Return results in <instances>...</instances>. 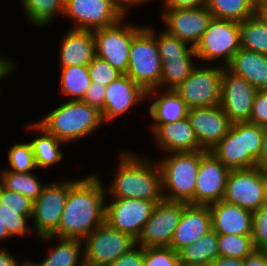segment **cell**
<instances>
[{
    "mask_svg": "<svg viewBox=\"0 0 267 266\" xmlns=\"http://www.w3.org/2000/svg\"><path fill=\"white\" fill-rule=\"evenodd\" d=\"M106 191L96 174L70 181L59 228L52 236L84 240L105 222Z\"/></svg>",
    "mask_w": 267,
    "mask_h": 266,
    "instance_id": "obj_1",
    "label": "cell"
},
{
    "mask_svg": "<svg viewBox=\"0 0 267 266\" xmlns=\"http://www.w3.org/2000/svg\"><path fill=\"white\" fill-rule=\"evenodd\" d=\"M118 168L108 188L112 198H131L147 201L164 199L162 174L157 164L123 151L119 157ZM110 188V189H109Z\"/></svg>",
    "mask_w": 267,
    "mask_h": 266,
    "instance_id": "obj_2",
    "label": "cell"
},
{
    "mask_svg": "<svg viewBox=\"0 0 267 266\" xmlns=\"http://www.w3.org/2000/svg\"><path fill=\"white\" fill-rule=\"evenodd\" d=\"M36 122L65 144L86 137L104 123L101 111L82 100L66 101Z\"/></svg>",
    "mask_w": 267,
    "mask_h": 266,
    "instance_id": "obj_3",
    "label": "cell"
},
{
    "mask_svg": "<svg viewBox=\"0 0 267 266\" xmlns=\"http://www.w3.org/2000/svg\"><path fill=\"white\" fill-rule=\"evenodd\" d=\"M262 137V126L250 122L234 123L209 151L230 170L254 168L260 160Z\"/></svg>",
    "mask_w": 267,
    "mask_h": 266,
    "instance_id": "obj_4",
    "label": "cell"
},
{
    "mask_svg": "<svg viewBox=\"0 0 267 266\" xmlns=\"http://www.w3.org/2000/svg\"><path fill=\"white\" fill-rule=\"evenodd\" d=\"M166 154L168 156L158 163L162 174L163 197L189 203L194 198L201 151Z\"/></svg>",
    "mask_w": 267,
    "mask_h": 266,
    "instance_id": "obj_5",
    "label": "cell"
},
{
    "mask_svg": "<svg viewBox=\"0 0 267 266\" xmlns=\"http://www.w3.org/2000/svg\"><path fill=\"white\" fill-rule=\"evenodd\" d=\"M155 29L143 27L133 38L126 75L146 92L159 89L162 62Z\"/></svg>",
    "mask_w": 267,
    "mask_h": 266,
    "instance_id": "obj_6",
    "label": "cell"
},
{
    "mask_svg": "<svg viewBox=\"0 0 267 266\" xmlns=\"http://www.w3.org/2000/svg\"><path fill=\"white\" fill-rule=\"evenodd\" d=\"M83 244L85 266H107L135 247L136 239L104 222L83 240Z\"/></svg>",
    "mask_w": 267,
    "mask_h": 266,
    "instance_id": "obj_7",
    "label": "cell"
},
{
    "mask_svg": "<svg viewBox=\"0 0 267 266\" xmlns=\"http://www.w3.org/2000/svg\"><path fill=\"white\" fill-rule=\"evenodd\" d=\"M241 48L239 22L212 18L201 40L194 47L198 59L208 62L223 58L226 67Z\"/></svg>",
    "mask_w": 267,
    "mask_h": 266,
    "instance_id": "obj_8",
    "label": "cell"
},
{
    "mask_svg": "<svg viewBox=\"0 0 267 266\" xmlns=\"http://www.w3.org/2000/svg\"><path fill=\"white\" fill-rule=\"evenodd\" d=\"M221 66H195L190 76L182 82L175 91L185 101L189 109L220 105L221 80L223 70Z\"/></svg>",
    "mask_w": 267,
    "mask_h": 266,
    "instance_id": "obj_9",
    "label": "cell"
},
{
    "mask_svg": "<svg viewBox=\"0 0 267 266\" xmlns=\"http://www.w3.org/2000/svg\"><path fill=\"white\" fill-rule=\"evenodd\" d=\"M123 20L124 17L111 26L94 30L93 33L96 56L126 74L132 38L143 27L130 24L124 26Z\"/></svg>",
    "mask_w": 267,
    "mask_h": 266,
    "instance_id": "obj_10",
    "label": "cell"
},
{
    "mask_svg": "<svg viewBox=\"0 0 267 266\" xmlns=\"http://www.w3.org/2000/svg\"><path fill=\"white\" fill-rule=\"evenodd\" d=\"M222 200L252 212L266 204L263 169L231 170Z\"/></svg>",
    "mask_w": 267,
    "mask_h": 266,
    "instance_id": "obj_11",
    "label": "cell"
},
{
    "mask_svg": "<svg viewBox=\"0 0 267 266\" xmlns=\"http://www.w3.org/2000/svg\"><path fill=\"white\" fill-rule=\"evenodd\" d=\"M187 204L166 199L159 201L136 240V245L143 248L170 247L174 230Z\"/></svg>",
    "mask_w": 267,
    "mask_h": 266,
    "instance_id": "obj_12",
    "label": "cell"
},
{
    "mask_svg": "<svg viewBox=\"0 0 267 266\" xmlns=\"http://www.w3.org/2000/svg\"><path fill=\"white\" fill-rule=\"evenodd\" d=\"M69 189L70 180L48 183L34 201L32 230L39 238L52 236L59 228Z\"/></svg>",
    "mask_w": 267,
    "mask_h": 266,
    "instance_id": "obj_13",
    "label": "cell"
},
{
    "mask_svg": "<svg viewBox=\"0 0 267 266\" xmlns=\"http://www.w3.org/2000/svg\"><path fill=\"white\" fill-rule=\"evenodd\" d=\"M158 202L113 198V201L106 205L105 222L112 228L128 233L137 240Z\"/></svg>",
    "mask_w": 267,
    "mask_h": 266,
    "instance_id": "obj_14",
    "label": "cell"
},
{
    "mask_svg": "<svg viewBox=\"0 0 267 266\" xmlns=\"http://www.w3.org/2000/svg\"><path fill=\"white\" fill-rule=\"evenodd\" d=\"M64 15L77 23L71 29L92 31L111 26L125 17L115 0H65Z\"/></svg>",
    "mask_w": 267,
    "mask_h": 266,
    "instance_id": "obj_15",
    "label": "cell"
},
{
    "mask_svg": "<svg viewBox=\"0 0 267 266\" xmlns=\"http://www.w3.org/2000/svg\"><path fill=\"white\" fill-rule=\"evenodd\" d=\"M257 91L245 78L234 75L224 68L220 106L232 124L249 122Z\"/></svg>",
    "mask_w": 267,
    "mask_h": 266,
    "instance_id": "obj_16",
    "label": "cell"
},
{
    "mask_svg": "<svg viewBox=\"0 0 267 266\" xmlns=\"http://www.w3.org/2000/svg\"><path fill=\"white\" fill-rule=\"evenodd\" d=\"M230 169L225 167L210 151H201L192 205H210L223 199Z\"/></svg>",
    "mask_w": 267,
    "mask_h": 266,
    "instance_id": "obj_17",
    "label": "cell"
},
{
    "mask_svg": "<svg viewBox=\"0 0 267 266\" xmlns=\"http://www.w3.org/2000/svg\"><path fill=\"white\" fill-rule=\"evenodd\" d=\"M161 18L167 33L195 47L201 40L213 15L205 6L195 9H165Z\"/></svg>",
    "mask_w": 267,
    "mask_h": 266,
    "instance_id": "obj_18",
    "label": "cell"
},
{
    "mask_svg": "<svg viewBox=\"0 0 267 266\" xmlns=\"http://www.w3.org/2000/svg\"><path fill=\"white\" fill-rule=\"evenodd\" d=\"M187 117L200 145L207 151L221 141L232 125L220 105L191 108Z\"/></svg>",
    "mask_w": 267,
    "mask_h": 266,
    "instance_id": "obj_19",
    "label": "cell"
},
{
    "mask_svg": "<svg viewBox=\"0 0 267 266\" xmlns=\"http://www.w3.org/2000/svg\"><path fill=\"white\" fill-rule=\"evenodd\" d=\"M147 92L126 74H122L106 86L104 109L101 112L104 122H109L129 112L134 104L146 100Z\"/></svg>",
    "mask_w": 267,
    "mask_h": 266,
    "instance_id": "obj_20",
    "label": "cell"
},
{
    "mask_svg": "<svg viewBox=\"0 0 267 266\" xmlns=\"http://www.w3.org/2000/svg\"><path fill=\"white\" fill-rule=\"evenodd\" d=\"M157 146L167 153L204 151L188 117L166 124H152Z\"/></svg>",
    "mask_w": 267,
    "mask_h": 266,
    "instance_id": "obj_21",
    "label": "cell"
},
{
    "mask_svg": "<svg viewBox=\"0 0 267 266\" xmlns=\"http://www.w3.org/2000/svg\"><path fill=\"white\" fill-rule=\"evenodd\" d=\"M210 230H212V219L209 206L187 204L174 230L170 248L179 252Z\"/></svg>",
    "mask_w": 267,
    "mask_h": 266,
    "instance_id": "obj_22",
    "label": "cell"
},
{
    "mask_svg": "<svg viewBox=\"0 0 267 266\" xmlns=\"http://www.w3.org/2000/svg\"><path fill=\"white\" fill-rule=\"evenodd\" d=\"M217 234L252 235V211L221 200L208 205Z\"/></svg>",
    "mask_w": 267,
    "mask_h": 266,
    "instance_id": "obj_23",
    "label": "cell"
},
{
    "mask_svg": "<svg viewBox=\"0 0 267 266\" xmlns=\"http://www.w3.org/2000/svg\"><path fill=\"white\" fill-rule=\"evenodd\" d=\"M60 46V67L88 65L96 56L92 30L70 29Z\"/></svg>",
    "mask_w": 267,
    "mask_h": 266,
    "instance_id": "obj_24",
    "label": "cell"
},
{
    "mask_svg": "<svg viewBox=\"0 0 267 266\" xmlns=\"http://www.w3.org/2000/svg\"><path fill=\"white\" fill-rule=\"evenodd\" d=\"M225 68L257 90H267V55L240 48Z\"/></svg>",
    "mask_w": 267,
    "mask_h": 266,
    "instance_id": "obj_25",
    "label": "cell"
},
{
    "mask_svg": "<svg viewBox=\"0 0 267 266\" xmlns=\"http://www.w3.org/2000/svg\"><path fill=\"white\" fill-rule=\"evenodd\" d=\"M151 89L147 91L146 98L155 96V101H150L149 114L153 119V124H166L179 121L188 116L189 108L185 101L175 90ZM158 92V93H157Z\"/></svg>",
    "mask_w": 267,
    "mask_h": 266,
    "instance_id": "obj_26",
    "label": "cell"
},
{
    "mask_svg": "<svg viewBox=\"0 0 267 266\" xmlns=\"http://www.w3.org/2000/svg\"><path fill=\"white\" fill-rule=\"evenodd\" d=\"M53 238L59 239V244L51 248L42 262L37 264L30 260L27 261L29 266H85L84 251H82L84 250L83 240L53 236L41 237L39 240L48 242Z\"/></svg>",
    "mask_w": 267,
    "mask_h": 266,
    "instance_id": "obj_27",
    "label": "cell"
},
{
    "mask_svg": "<svg viewBox=\"0 0 267 266\" xmlns=\"http://www.w3.org/2000/svg\"><path fill=\"white\" fill-rule=\"evenodd\" d=\"M178 254L183 266H208L219 257L218 234L212 229Z\"/></svg>",
    "mask_w": 267,
    "mask_h": 266,
    "instance_id": "obj_28",
    "label": "cell"
},
{
    "mask_svg": "<svg viewBox=\"0 0 267 266\" xmlns=\"http://www.w3.org/2000/svg\"><path fill=\"white\" fill-rule=\"evenodd\" d=\"M27 128L41 134L30 141L37 168H48L63 159V152L60 149V145L65 144L63 141L48 133L37 122H33Z\"/></svg>",
    "mask_w": 267,
    "mask_h": 266,
    "instance_id": "obj_29",
    "label": "cell"
},
{
    "mask_svg": "<svg viewBox=\"0 0 267 266\" xmlns=\"http://www.w3.org/2000/svg\"><path fill=\"white\" fill-rule=\"evenodd\" d=\"M60 68V90L62 95L71 97L70 100H83L92 83L88 65Z\"/></svg>",
    "mask_w": 267,
    "mask_h": 266,
    "instance_id": "obj_30",
    "label": "cell"
},
{
    "mask_svg": "<svg viewBox=\"0 0 267 266\" xmlns=\"http://www.w3.org/2000/svg\"><path fill=\"white\" fill-rule=\"evenodd\" d=\"M213 18L242 22L255 16V0H207Z\"/></svg>",
    "mask_w": 267,
    "mask_h": 266,
    "instance_id": "obj_31",
    "label": "cell"
},
{
    "mask_svg": "<svg viewBox=\"0 0 267 266\" xmlns=\"http://www.w3.org/2000/svg\"><path fill=\"white\" fill-rule=\"evenodd\" d=\"M0 174V184L7 190L21 193L35 201L42 193L46 183H40L32 172L20 173L5 170Z\"/></svg>",
    "mask_w": 267,
    "mask_h": 266,
    "instance_id": "obj_32",
    "label": "cell"
},
{
    "mask_svg": "<svg viewBox=\"0 0 267 266\" xmlns=\"http://www.w3.org/2000/svg\"><path fill=\"white\" fill-rule=\"evenodd\" d=\"M25 16L36 26H47L59 14L64 15L65 0H21Z\"/></svg>",
    "mask_w": 267,
    "mask_h": 266,
    "instance_id": "obj_33",
    "label": "cell"
},
{
    "mask_svg": "<svg viewBox=\"0 0 267 266\" xmlns=\"http://www.w3.org/2000/svg\"><path fill=\"white\" fill-rule=\"evenodd\" d=\"M240 46L267 55V25L256 15L239 22Z\"/></svg>",
    "mask_w": 267,
    "mask_h": 266,
    "instance_id": "obj_34",
    "label": "cell"
},
{
    "mask_svg": "<svg viewBox=\"0 0 267 266\" xmlns=\"http://www.w3.org/2000/svg\"><path fill=\"white\" fill-rule=\"evenodd\" d=\"M162 75L159 88L168 86L167 90H175L189 76L195 64L193 58L161 59Z\"/></svg>",
    "mask_w": 267,
    "mask_h": 266,
    "instance_id": "obj_35",
    "label": "cell"
},
{
    "mask_svg": "<svg viewBox=\"0 0 267 266\" xmlns=\"http://www.w3.org/2000/svg\"><path fill=\"white\" fill-rule=\"evenodd\" d=\"M254 249L252 235L218 234L219 257L244 259Z\"/></svg>",
    "mask_w": 267,
    "mask_h": 266,
    "instance_id": "obj_36",
    "label": "cell"
},
{
    "mask_svg": "<svg viewBox=\"0 0 267 266\" xmlns=\"http://www.w3.org/2000/svg\"><path fill=\"white\" fill-rule=\"evenodd\" d=\"M157 45L161 59L197 58L194 47L165 30L157 35Z\"/></svg>",
    "mask_w": 267,
    "mask_h": 266,
    "instance_id": "obj_37",
    "label": "cell"
},
{
    "mask_svg": "<svg viewBox=\"0 0 267 266\" xmlns=\"http://www.w3.org/2000/svg\"><path fill=\"white\" fill-rule=\"evenodd\" d=\"M8 163L12 172L27 173L36 169L35 156L31 142L15 143L8 152Z\"/></svg>",
    "mask_w": 267,
    "mask_h": 266,
    "instance_id": "obj_38",
    "label": "cell"
},
{
    "mask_svg": "<svg viewBox=\"0 0 267 266\" xmlns=\"http://www.w3.org/2000/svg\"><path fill=\"white\" fill-rule=\"evenodd\" d=\"M34 201L21 193L9 191L0 184V212L33 215Z\"/></svg>",
    "mask_w": 267,
    "mask_h": 266,
    "instance_id": "obj_39",
    "label": "cell"
},
{
    "mask_svg": "<svg viewBox=\"0 0 267 266\" xmlns=\"http://www.w3.org/2000/svg\"><path fill=\"white\" fill-rule=\"evenodd\" d=\"M144 266H182L178 252L170 247L144 248Z\"/></svg>",
    "mask_w": 267,
    "mask_h": 266,
    "instance_id": "obj_40",
    "label": "cell"
},
{
    "mask_svg": "<svg viewBox=\"0 0 267 266\" xmlns=\"http://www.w3.org/2000/svg\"><path fill=\"white\" fill-rule=\"evenodd\" d=\"M90 78L92 82L100 83L104 86L109 85L119 76L122 75L120 71L110 65L107 61L95 56L88 64Z\"/></svg>",
    "mask_w": 267,
    "mask_h": 266,
    "instance_id": "obj_41",
    "label": "cell"
},
{
    "mask_svg": "<svg viewBox=\"0 0 267 266\" xmlns=\"http://www.w3.org/2000/svg\"><path fill=\"white\" fill-rule=\"evenodd\" d=\"M33 215H19L15 213L0 212V221L11 237L24 236L32 232V227L28 225V219Z\"/></svg>",
    "mask_w": 267,
    "mask_h": 266,
    "instance_id": "obj_42",
    "label": "cell"
},
{
    "mask_svg": "<svg viewBox=\"0 0 267 266\" xmlns=\"http://www.w3.org/2000/svg\"><path fill=\"white\" fill-rule=\"evenodd\" d=\"M252 240L257 249L267 241V203L252 212Z\"/></svg>",
    "mask_w": 267,
    "mask_h": 266,
    "instance_id": "obj_43",
    "label": "cell"
},
{
    "mask_svg": "<svg viewBox=\"0 0 267 266\" xmlns=\"http://www.w3.org/2000/svg\"><path fill=\"white\" fill-rule=\"evenodd\" d=\"M249 122L258 126L267 125V90H258Z\"/></svg>",
    "mask_w": 267,
    "mask_h": 266,
    "instance_id": "obj_44",
    "label": "cell"
},
{
    "mask_svg": "<svg viewBox=\"0 0 267 266\" xmlns=\"http://www.w3.org/2000/svg\"><path fill=\"white\" fill-rule=\"evenodd\" d=\"M107 266H144V248L136 245Z\"/></svg>",
    "mask_w": 267,
    "mask_h": 266,
    "instance_id": "obj_45",
    "label": "cell"
},
{
    "mask_svg": "<svg viewBox=\"0 0 267 266\" xmlns=\"http://www.w3.org/2000/svg\"><path fill=\"white\" fill-rule=\"evenodd\" d=\"M105 89L106 86L92 82L82 101L102 112L104 109Z\"/></svg>",
    "mask_w": 267,
    "mask_h": 266,
    "instance_id": "obj_46",
    "label": "cell"
},
{
    "mask_svg": "<svg viewBox=\"0 0 267 266\" xmlns=\"http://www.w3.org/2000/svg\"><path fill=\"white\" fill-rule=\"evenodd\" d=\"M165 9H195L205 7L207 0H164Z\"/></svg>",
    "mask_w": 267,
    "mask_h": 266,
    "instance_id": "obj_47",
    "label": "cell"
},
{
    "mask_svg": "<svg viewBox=\"0 0 267 266\" xmlns=\"http://www.w3.org/2000/svg\"><path fill=\"white\" fill-rule=\"evenodd\" d=\"M243 266H267V258L254 249L243 259Z\"/></svg>",
    "mask_w": 267,
    "mask_h": 266,
    "instance_id": "obj_48",
    "label": "cell"
},
{
    "mask_svg": "<svg viewBox=\"0 0 267 266\" xmlns=\"http://www.w3.org/2000/svg\"><path fill=\"white\" fill-rule=\"evenodd\" d=\"M27 261L18 263L14 256H11V253L7 248H0V266H25Z\"/></svg>",
    "mask_w": 267,
    "mask_h": 266,
    "instance_id": "obj_49",
    "label": "cell"
},
{
    "mask_svg": "<svg viewBox=\"0 0 267 266\" xmlns=\"http://www.w3.org/2000/svg\"><path fill=\"white\" fill-rule=\"evenodd\" d=\"M208 266H243V259L218 257Z\"/></svg>",
    "mask_w": 267,
    "mask_h": 266,
    "instance_id": "obj_50",
    "label": "cell"
},
{
    "mask_svg": "<svg viewBox=\"0 0 267 266\" xmlns=\"http://www.w3.org/2000/svg\"><path fill=\"white\" fill-rule=\"evenodd\" d=\"M262 149L258 166L262 169L267 168V125L262 126Z\"/></svg>",
    "mask_w": 267,
    "mask_h": 266,
    "instance_id": "obj_51",
    "label": "cell"
},
{
    "mask_svg": "<svg viewBox=\"0 0 267 266\" xmlns=\"http://www.w3.org/2000/svg\"><path fill=\"white\" fill-rule=\"evenodd\" d=\"M148 0H115V4L118 8V10L126 17V13H128V8L135 7L136 5L144 4V2H147Z\"/></svg>",
    "mask_w": 267,
    "mask_h": 266,
    "instance_id": "obj_52",
    "label": "cell"
},
{
    "mask_svg": "<svg viewBox=\"0 0 267 266\" xmlns=\"http://www.w3.org/2000/svg\"><path fill=\"white\" fill-rule=\"evenodd\" d=\"M15 64L14 61H10L7 58L5 59V57H0V80L12 73L13 69H15Z\"/></svg>",
    "mask_w": 267,
    "mask_h": 266,
    "instance_id": "obj_53",
    "label": "cell"
},
{
    "mask_svg": "<svg viewBox=\"0 0 267 266\" xmlns=\"http://www.w3.org/2000/svg\"><path fill=\"white\" fill-rule=\"evenodd\" d=\"M255 15L267 25V2L256 4Z\"/></svg>",
    "mask_w": 267,
    "mask_h": 266,
    "instance_id": "obj_54",
    "label": "cell"
},
{
    "mask_svg": "<svg viewBox=\"0 0 267 266\" xmlns=\"http://www.w3.org/2000/svg\"><path fill=\"white\" fill-rule=\"evenodd\" d=\"M11 238L9 235L7 228H4L2 222L0 221V240Z\"/></svg>",
    "mask_w": 267,
    "mask_h": 266,
    "instance_id": "obj_55",
    "label": "cell"
},
{
    "mask_svg": "<svg viewBox=\"0 0 267 266\" xmlns=\"http://www.w3.org/2000/svg\"><path fill=\"white\" fill-rule=\"evenodd\" d=\"M257 250L264 256L267 258V241L262 243Z\"/></svg>",
    "mask_w": 267,
    "mask_h": 266,
    "instance_id": "obj_56",
    "label": "cell"
},
{
    "mask_svg": "<svg viewBox=\"0 0 267 266\" xmlns=\"http://www.w3.org/2000/svg\"><path fill=\"white\" fill-rule=\"evenodd\" d=\"M263 179H264V186H265V196L267 201V168L263 169Z\"/></svg>",
    "mask_w": 267,
    "mask_h": 266,
    "instance_id": "obj_57",
    "label": "cell"
},
{
    "mask_svg": "<svg viewBox=\"0 0 267 266\" xmlns=\"http://www.w3.org/2000/svg\"><path fill=\"white\" fill-rule=\"evenodd\" d=\"M261 2H267V0H255V4L261 3Z\"/></svg>",
    "mask_w": 267,
    "mask_h": 266,
    "instance_id": "obj_58",
    "label": "cell"
}]
</instances>
